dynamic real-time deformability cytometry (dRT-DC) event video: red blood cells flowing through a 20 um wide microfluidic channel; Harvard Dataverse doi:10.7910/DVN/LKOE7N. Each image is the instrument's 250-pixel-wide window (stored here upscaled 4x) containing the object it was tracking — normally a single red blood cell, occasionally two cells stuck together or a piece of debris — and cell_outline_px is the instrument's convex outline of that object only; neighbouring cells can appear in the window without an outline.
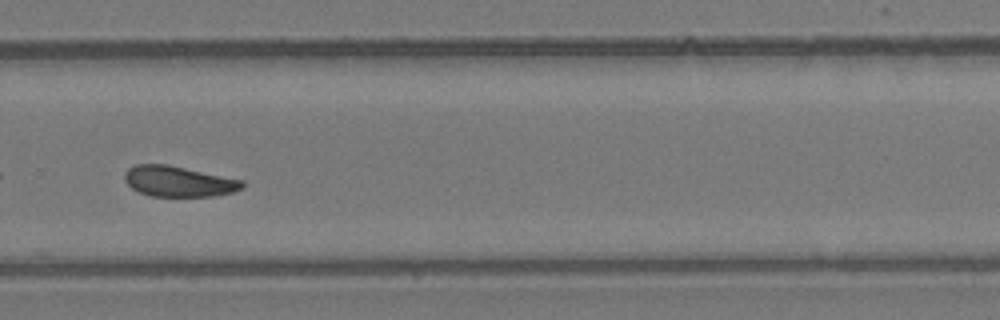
{"species": "common noctule bat (a hibernating species)", "species_latin": "Nyctalus noctula", "temperature_condition": "room temperature", "stored_images_in_passage": 37, "camera_frame_rate_fps": 3000, "um_per_image_px": 0.085, "animal": {"sex": "female", "body_mass_g": 24.6, "forearm_length_mm": 56.2}, "frame": {"image": 1, "passage_image": 31, "time_ms": 10.0, "image_size_px": [1000, 320], "cell_outline_px": [[244, 188], [232, 192], [216, 196], [152, 196], [140, 192], [132, 188], [124, 180], [124, 172], [128, 168], [136, 164], [168, 164], [244, 180]], "centroid_in_image_um": [15.19, 15.41], "position_along_channel_um": 314.6, "area_um2": 21.1}}